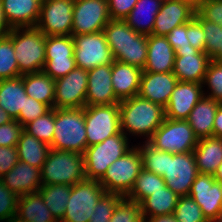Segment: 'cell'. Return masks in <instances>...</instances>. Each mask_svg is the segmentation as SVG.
Returning a JSON list of instances; mask_svg holds the SVG:
<instances>
[{"label": "cell", "instance_id": "obj_1", "mask_svg": "<svg viewBox=\"0 0 222 222\" xmlns=\"http://www.w3.org/2000/svg\"><path fill=\"white\" fill-rule=\"evenodd\" d=\"M103 32L114 60L144 69L147 60V35L135 32L122 19H111Z\"/></svg>", "mask_w": 222, "mask_h": 222}, {"label": "cell", "instance_id": "obj_2", "mask_svg": "<svg viewBox=\"0 0 222 222\" xmlns=\"http://www.w3.org/2000/svg\"><path fill=\"white\" fill-rule=\"evenodd\" d=\"M119 114L121 131L125 135L128 134L126 131L132 135H144L147 142L166 118L164 107L139 95L120 101Z\"/></svg>", "mask_w": 222, "mask_h": 222}, {"label": "cell", "instance_id": "obj_3", "mask_svg": "<svg viewBox=\"0 0 222 222\" xmlns=\"http://www.w3.org/2000/svg\"><path fill=\"white\" fill-rule=\"evenodd\" d=\"M54 128L51 149L84 154L87 148L84 108H55Z\"/></svg>", "mask_w": 222, "mask_h": 222}, {"label": "cell", "instance_id": "obj_4", "mask_svg": "<svg viewBox=\"0 0 222 222\" xmlns=\"http://www.w3.org/2000/svg\"><path fill=\"white\" fill-rule=\"evenodd\" d=\"M85 179L83 154L50 149L41 168L42 185L62 184L73 186Z\"/></svg>", "mask_w": 222, "mask_h": 222}, {"label": "cell", "instance_id": "obj_5", "mask_svg": "<svg viewBox=\"0 0 222 222\" xmlns=\"http://www.w3.org/2000/svg\"><path fill=\"white\" fill-rule=\"evenodd\" d=\"M45 43L46 36L37 27L13 28L15 57L22 75L43 71Z\"/></svg>", "mask_w": 222, "mask_h": 222}, {"label": "cell", "instance_id": "obj_6", "mask_svg": "<svg viewBox=\"0 0 222 222\" xmlns=\"http://www.w3.org/2000/svg\"><path fill=\"white\" fill-rule=\"evenodd\" d=\"M128 142L127 135L120 131L101 143L87 147L83 154L86 179L100 180L108 167L131 149Z\"/></svg>", "mask_w": 222, "mask_h": 222}, {"label": "cell", "instance_id": "obj_7", "mask_svg": "<svg viewBox=\"0 0 222 222\" xmlns=\"http://www.w3.org/2000/svg\"><path fill=\"white\" fill-rule=\"evenodd\" d=\"M142 169L141 153L138 147L132 146L129 151L108 167L104 176L99 180V183L106 193L127 196Z\"/></svg>", "mask_w": 222, "mask_h": 222}, {"label": "cell", "instance_id": "obj_8", "mask_svg": "<svg viewBox=\"0 0 222 222\" xmlns=\"http://www.w3.org/2000/svg\"><path fill=\"white\" fill-rule=\"evenodd\" d=\"M198 141L187 120L165 118L148 142L158 150L175 154L193 152Z\"/></svg>", "mask_w": 222, "mask_h": 222}, {"label": "cell", "instance_id": "obj_9", "mask_svg": "<svg viewBox=\"0 0 222 222\" xmlns=\"http://www.w3.org/2000/svg\"><path fill=\"white\" fill-rule=\"evenodd\" d=\"M84 117L87 147L101 143L121 131L119 103L85 106Z\"/></svg>", "mask_w": 222, "mask_h": 222}, {"label": "cell", "instance_id": "obj_10", "mask_svg": "<svg viewBox=\"0 0 222 222\" xmlns=\"http://www.w3.org/2000/svg\"><path fill=\"white\" fill-rule=\"evenodd\" d=\"M106 193L99 180L85 179L71 186V194L60 222H89L99 199Z\"/></svg>", "mask_w": 222, "mask_h": 222}, {"label": "cell", "instance_id": "obj_11", "mask_svg": "<svg viewBox=\"0 0 222 222\" xmlns=\"http://www.w3.org/2000/svg\"><path fill=\"white\" fill-rule=\"evenodd\" d=\"M72 39L77 67L88 71L100 65L113 63L114 57L103 31L72 35Z\"/></svg>", "mask_w": 222, "mask_h": 222}, {"label": "cell", "instance_id": "obj_12", "mask_svg": "<svg viewBox=\"0 0 222 222\" xmlns=\"http://www.w3.org/2000/svg\"><path fill=\"white\" fill-rule=\"evenodd\" d=\"M199 174L193 152H166V165L163 175L166 186L177 196H188L191 186Z\"/></svg>", "mask_w": 222, "mask_h": 222}, {"label": "cell", "instance_id": "obj_13", "mask_svg": "<svg viewBox=\"0 0 222 222\" xmlns=\"http://www.w3.org/2000/svg\"><path fill=\"white\" fill-rule=\"evenodd\" d=\"M74 0H42L37 27L45 36L72 35Z\"/></svg>", "mask_w": 222, "mask_h": 222}, {"label": "cell", "instance_id": "obj_14", "mask_svg": "<svg viewBox=\"0 0 222 222\" xmlns=\"http://www.w3.org/2000/svg\"><path fill=\"white\" fill-rule=\"evenodd\" d=\"M110 20L108 0H74L72 35L103 31Z\"/></svg>", "mask_w": 222, "mask_h": 222}, {"label": "cell", "instance_id": "obj_15", "mask_svg": "<svg viewBox=\"0 0 222 222\" xmlns=\"http://www.w3.org/2000/svg\"><path fill=\"white\" fill-rule=\"evenodd\" d=\"M76 67L72 35L46 36L43 71L56 80Z\"/></svg>", "mask_w": 222, "mask_h": 222}, {"label": "cell", "instance_id": "obj_16", "mask_svg": "<svg viewBox=\"0 0 222 222\" xmlns=\"http://www.w3.org/2000/svg\"><path fill=\"white\" fill-rule=\"evenodd\" d=\"M88 71L75 67L66 76L55 80L54 108H84L86 106Z\"/></svg>", "mask_w": 222, "mask_h": 222}, {"label": "cell", "instance_id": "obj_17", "mask_svg": "<svg viewBox=\"0 0 222 222\" xmlns=\"http://www.w3.org/2000/svg\"><path fill=\"white\" fill-rule=\"evenodd\" d=\"M188 196L200 206L208 222L222 215V183L213 175L199 173Z\"/></svg>", "mask_w": 222, "mask_h": 222}, {"label": "cell", "instance_id": "obj_18", "mask_svg": "<svg viewBox=\"0 0 222 222\" xmlns=\"http://www.w3.org/2000/svg\"><path fill=\"white\" fill-rule=\"evenodd\" d=\"M203 84L178 81L165 107V116L171 120H187L191 110L204 97Z\"/></svg>", "mask_w": 222, "mask_h": 222}, {"label": "cell", "instance_id": "obj_19", "mask_svg": "<svg viewBox=\"0 0 222 222\" xmlns=\"http://www.w3.org/2000/svg\"><path fill=\"white\" fill-rule=\"evenodd\" d=\"M210 61L206 52H200L192 46L176 49L173 74L178 81L202 84Z\"/></svg>", "mask_w": 222, "mask_h": 222}, {"label": "cell", "instance_id": "obj_20", "mask_svg": "<svg viewBox=\"0 0 222 222\" xmlns=\"http://www.w3.org/2000/svg\"><path fill=\"white\" fill-rule=\"evenodd\" d=\"M196 13V6L186 0H169L162 3L155 18L152 34L166 36L173 28L190 22Z\"/></svg>", "mask_w": 222, "mask_h": 222}, {"label": "cell", "instance_id": "obj_21", "mask_svg": "<svg viewBox=\"0 0 222 222\" xmlns=\"http://www.w3.org/2000/svg\"><path fill=\"white\" fill-rule=\"evenodd\" d=\"M119 102L112 87L111 64L88 70L86 106L110 105Z\"/></svg>", "mask_w": 222, "mask_h": 222}, {"label": "cell", "instance_id": "obj_22", "mask_svg": "<svg viewBox=\"0 0 222 222\" xmlns=\"http://www.w3.org/2000/svg\"><path fill=\"white\" fill-rule=\"evenodd\" d=\"M177 82L173 72L143 71L138 95L165 108Z\"/></svg>", "mask_w": 222, "mask_h": 222}, {"label": "cell", "instance_id": "obj_23", "mask_svg": "<svg viewBox=\"0 0 222 222\" xmlns=\"http://www.w3.org/2000/svg\"><path fill=\"white\" fill-rule=\"evenodd\" d=\"M0 180L11 192L20 197L40 189L42 186L41 169L19 161Z\"/></svg>", "mask_w": 222, "mask_h": 222}, {"label": "cell", "instance_id": "obj_24", "mask_svg": "<svg viewBox=\"0 0 222 222\" xmlns=\"http://www.w3.org/2000/svg\"><path fill=\"white\" fill-rule=\"evenodd\" d=\"M143 70L114 60L111 64V81L116 98L119 101L137 96Z\"/></svg>", "mask_w": 222, "mask_h": 222}, {"label": "cell", "instance_id": "obj_25", "mask_svg": "<svg viewBox=\"0 0 222 222\" xmlns=\"http://www.w3.org/2000/svg\"><path fill=\"white\" fill-rule=\"evenodd\" d=\"M175 50L168 42L166 36H147V60L143 71L147 72H173Z\"/></svg>", "mask_w": 222, "mask_h": 222}, {"label": "cell", "instance_id": "obj_26", "mask_svg": "<svg viewBox=\"0 0 222 222\" xmlns=\"http://www.w3.org/2000/svg\"><path fill=\"white\" fill-rule=\"evenodd\" d=\"M7 23L12 28L35 27L42 0H0Z\"/></svg>", "mask_w": 222, "mask_h": 222}, {"label": "cell", "instance_id": "obj_27", "mask_svg": "<svg viewBox=\"0 0 222 222\" xmlns=\"http://www.w3.org/2000/svg\"><path fill=\"white\" fill-rule=\"evenodd\" d=\"M193 154L198 172L214 175L222 163V138L212 136L199 139Z\"/></svg>", "mask_w": 222, "mask_h": 222}, {"label": "cell", "instance_id": "obj_28", "mask_svg": "<svg viewBox=\"0 0 222 222\" xmlns=\"http://www.w3.org/2000/svg\"><path fill=\"white\" fill-rule=\"evenodd\" d=\"M220 104L204 95L191 110L187 121L198 139L213 136L214 118Z\"/></svg>", "mask_w": 222, "mask_h": 222}, {"label": "cell", "instance_id": "obj_29", "mask_svg": "<svg viewBox=\"0 0 222 222\" xmlns=\"http://www.w3.org/2000/svg\"><path fill=\"white\" fill-rule=\"evenodd\" d=\"M162 3L160 0H138L124 20L135 32L152 35L155 18Z\"/></svg>", "mask_w": 222, "mask_h": 222}, {"label": "cell", "instance_id": "obj_30", "mask_svg": "<svg viewBox=\"0 0 222 222\" xmlns=\"http://www.w3.org/2000/svg\"><path fill=\"white\" fill-rule=\"evenodd\" d=\"M26 96L23 75L0 80V106L13 120H17L20 111H24Z\"/></svg>", "mask_w": 222, "mask_h": 222}, {"label": "cell", "instance_id": "obj_31", "mask_svg": "<svg viewBox=\"0 0 222 222\" xmlns=\"http://www.w3.org/2000/svg\"><path fill=\"white\" fill-rule=\"evenodd\" d=\"M16 217L28 222H58L43 202L39 191L18 198Z\"/></svg>", "mask_w": 222, "mask_h": 222}, {"label": "cell", "instance_id": "obj_32", "mask_svg": "<svg viewBox=\"0 0 222 222\" xmlns=\"http://www.w3.org/2000/svg\"><path fill=\"white\" fill-rule=\"evenodd\" d=\"M23 85L29 97L54 108L55 80L44 71L23 74Z\"/></svg>", "mask_w": 222, "mask_h": 222}, {"label": "cell", "instance_id": "obj_33", "mask_svg": "<svg viewBox=\"0 0 222 222\" xmlns=\"http://www.w3.org/2000/svg\"><path fill=\"white\" fill-rule=\"evenodd\" d=\"M19 161L28 163L38 169L42 168L50 151V146L33 135L22 131L18 143L16 145Z\"/></svg>", "mask_w": 222, "mask_h": 222}, {"label": "cell", "instance_id": "obj_34", "mask_svg": "<svg viewBox=\"0 0 222 222\" xmlns=\"http://www.w3.org/2000/svg\"><path fill=\"white\" fill-rule=\"evenodd\" d=\"M177 196L167 186L153 192L141 203L142 217L149 218L159 215L173 214L177 205Z\"/></svg>", "mask_w": 222, "mask_h": 222}, {"label": "cell", "instance_id": "obj_35", "mask_svg": "<svg viewBox=\"0 0 222 222\" xmlns=\"http://www.w3.org/2000/svg\"><path fill=\"white\" fill-rule=\"evenodd\" d=\"M38 191L51 214L60 222L66 211L71 186L62 184L42 185Z\"/></svg>", "mask_w": 222, "mask_h": 222}, {"label": "cell", "instance_id": "obj_36", "mask_svg": "<svg viewBox=\"0 0 222 222\" xmlns=\"http://www.w3.org/2000/svg\"><path fill=\"white\" fill-rule=\"evenodd\" d=\"M165 187L166 184L162 176L142 169L136 178L133 188L126 197L141 204L153 192Z\"/></svg>", "mask_w": 222, "mask_h": 222}, {"label": "cell", "instance_id": "obj_37", "mask_svg": "<svg viewBox=\"0 0 222 222\" xmlns=\"http://www.w3.org/2000/svg\"><path fill=\"white\" fill-rule=\"evenodd\" d=\"M13 46V28L0 38V80L21 76Z\"/></svg>", "mask_w": 222, "mask_h": 222}, {"label": "cell", "instance_id": "obj_38", "mask_svg": "<svg viewBox=\"0 0 222 222\" xmlns=\"http://www.w3.org/2000/svg\"><path fill=\"white\" fill-rule=\"evenodd\" d=\"M55 108L23 126V130L50 145L54 135Z\"/></svg>", "mask_w": 222, "mask_h": 222}, {"label": "cell", "instance_id": "obj_39", "mask_svg": "<svg viewBox=\"0 0 222 222\" xmlns=\"http://www.w3.org/2000/svg\"><path fill=\"white\" fill-rule=\"evenodd\" d=\"M138 149L142 156L143 169L163 177L166 165V151L156 149L147 141L143 146H139Z\"/></svg>", "mask_w": 222, "mask_h": 222}, {"label": "cell", "instance_id": "obj_40", "mask_svg": "<svg viewBox=\"0 0 222 222\" xmlns=\"http://www.w3.org/2000/svg\"><path fill=\"white\" fill-rule=\"evenodd\" d=\"M173 216L177 222H208L200 206L189 196L178 198Z\"/></svg>", "mask_w": 222, "mask_h": 222}, {"label": "cell", "instance_id": "obj_41", "mask_svg": "<svg viewBox=\"0 0 222 222\" xmlns=\"http://www.w3.org/2000/svg\"><path fill=\"white\" fill-rule=\"evenodd\" d=\"M110 222H144L141 204L124 196L118 202Z\"/></svg>", "mask_w": 222, "mask_h": 222}, {"label": "cell", "instance_id": "obj_42", "mask_svg": "<svg viewBox=\"0 0 222 222\" xmlns=\"http://www.w3.org/2000/svg\"><path fill=\"white\" fill-rule=\"evenodd\" d=\"M201 25L205 34V52L212 58L222 49V26L202 19L197 13L194 17Z\"/></svg>", "mask_w": 222, "mask_h": 222}, {"label": "cell", "instance_id": "obj_43", "mask_svg": "<svg viewBox=\"0 0 222 222\" xmlns=\"http://www.w3.org/2000/svg\"><path fill=\"white\" fill-rule=\"evenodd\" d=\"M202 84L208 85L211 90L207 97L222 104V62L211 59Z\"/></svg>", "mask_w": 222, "mask_h": 222}, {"label": "cell", "instance_id": "obj_44", "mask_svg": "<svg viewBox=\"0 0 222 222\" xmlns=\"http://www.w3.org/2000/svg\"><path fill=\"white\" fill-rule=\"evenodd\" d=\"M120 194L105 193L94 207L89 222H110L118 202L123 198Z\"/></svg>", "mask_w": 222, "mask_h": 222}, {"label": "cell", "instance_id": "obj_45", "mask_svg": "<svg viewBox=\"0 0 222 222\" xmlns=\"http://www.w3.org/2000/svg\"><path fill=\"white\" fill-rule=\"evenodd\" d=\"M50 110L51 108L48 105L27 95L25 97L24 111H20L17 122L24 126L38 117L45 115Z\"/></svg>", "mask_w": 222, "mask_h": 222}, {"label": "cell", "instance_id": "obj_46", "mask_svg": "<svg viewBox=\"0 0 222 222\" xmlns=\"http://www.w3.org/2000/svg\"><path fill=\"white\" fill-rule=\"evenodd\" d=\"M18 196L0 180V221H9L16 216Z\"/></svg>", "mask_w": 222, "mask_h": 222}, {"label": "cell", "instance_id": "obj_47", "mask_svg": "<svg viewBox=\"0 0 222 222\" xmlns=\"http://www.w3.org/2000/svg\"><path fill=\"white\" fill-rule=\"evenodd\" d=\"M196 13L207 21L222 26V0H210L196 6Z\"/></svg>", "mask_w": 222, "mask_h": 222}, {"label": "cell", "instance_id": "obj_48", "mask_svg": "<svg viewBox=\"0 0 222 222\" xmlns=\"http://www.w3.org/2000/svg\"><path fill=\"white\" fill-rule=\"evenodd\" d=\"M23 126L13 120L0 126V146L15 147L18 143Z\"/></svg>", "mask_w": 222, "mask_h": 222}, {"label": "cell", "instance_id": "obj_49", "mask_svg": "<svg viewBox=\"0 0 222 222\" xmlns=\"http://www.w3.org/2000/svg\"><path fill=\"white\" fill-rule=\"evenodd\" d=\"M186 34L193 48L198 49L200 52H205V34L202 25L195 18L186 23Z\"/></svg>", "mask_w": 222, "mask_h": 222}, {"label": "cell", "instance_id": "obj_50", "mask_svg": "<svg viewBox=\"0 0 222 222\" xmlns=\"http://www.w3.org/2000/svg\"><path fill=\"white\" fill-rule=\"evenodd\" d=\"M18 162L19 156L16 146H0V178L6 175Z\"/></svg>", "mask_w": 222, "mask_h": 222}, {"label": "cell", "instance_id": "obj_51", "mask_svg": "<svg viewBox=\"0 0 222 222\" xmlns=\"http://www.w3.org/2000/svg\"><path fill=\"white\" fill-rule=\"evenodd\" d=\"M138 0H108L111 19L124 20L134 8Z\"/></svg>", "mask_w": 222, "mask_h": 222}, {"label": "cell", "instance_id": "obj_52", "mask_svg": "<svg viewBox=\"0 0 222 222\" xmlns=\"http://www.w3.org/2000/svg\"><path fill=\"white\" fill-rule=\"evenodd\" d=\"M166 38L174 50L186 49L191 46L186 34V23L173 28Z\"/></svg>", "mask_w": 222, "mask_h": 222}, {"label": "cell", "instance_id": "obj_53", "mask_svg": "<svg viewBox=\"0 0 222 222\" xmlns=\"http://www.w3.org/2000/svg\"><path fill=\"white\" fill-rule=\"evenodd\" d=\"M213 136L222 138V104L218 106L213 124Z\"/></svg>", "mask_w": 222, "mask_h": 222}, {"label": "cell", "instance_id": "obj_54", "mask_svg": "<svg viewBox=\"0 0 222 222\" xmlns=\"http://www.w3.org/2000/svg\"><path fill=\"white\" fill-rule=\"evenodd\" d=\"M11 32V27L7 23L0 1V38L7 36Z\"/></svg>", "mask_w": 222, "mask_h": 222}, {"label": "cell", "instance_id": "obj_55", "mask_svg": "<svg viewBox=\"0 0 222 222\" xmlns=\"http://www.w3.org/2000/svg\"><path fill=\"white\" fill-rule=\"evenodd\" d=\"M144 222H177L173 214L143 218Z\"/></svg>", "mask_w": 222, "mask_h": 222}, {"label": "cell", "instance_id": "obj_56", "mask_svg": "<svg viewBox=\"0 0 222 222\" xmlns=\"http://www.w3.org/2000/svg\"><path fill=\"white\" fill-rule=\"evenodd\" d=\"M11 121H13L11 116L0 106V126Z\"/></svg>", "mask_w": 222, "mask_h": 222}, {"label": "cell", "instance_id": "obj_57", "mask_svg": "<svg viewBox=\"0 0 222 222\" xmlns=\"http://www.w3.org/2000/svg\"><path fill=\"white\" fill-rule=\"evenodd\" d=\"M213 177L216 179V181H219V182L222 183V163L217 168V170L214 173Z\"/></svg>", "mask_w": 222, "mask_h": 222}, {"label": "cell", "instance_id": "obj_58", "mask_svg": "<svg viewBox=\"0 0 222 222\" xmlns=\"http://www.w3.org/2000/svg\"><path fill=\"white\" fill-rule=\"evenodd\" d=\"M211 59L222 62V49H220Z\"/></svg>", "mask_w": 222, "mask_h": 222}, {"label": "cell", "instance_id": "obj_59", "mask_svg": "<svg viewBox=\"0 0 222 222\" xmlns=\"http://www.w3.org/2000/svg\"><path fill=\"white\" fill-rule=\"evenodd\" d=\"M7 222H28V221H25V220H22V219H19L17 218L16 216L11 218L9 221Z\"/></svg>", "mask_w": 222, "mask_h": 222}, {"label": "cell", "instance_id": "obj_60", "mask_svg": "<svg viewBox=\"0 0 222 222\" xmlns=\"http://www.w3.org/2000/svg\"><path fill=\"white\" fill-rule=\"evenodd\" d=\"M209 222H222V215L218 216L216 219H213Z\"/></svg>", "mask_w": 222, "mask_h": 222}, {"label": "cell", "instance_id": "obj_61", "mask_svg": "<svg viewBox=\"0 0 222 222\" xmlns=\"http://www.w3.org/2000/svg\"><path fill=\"white\" fill-rule=\"evenodd\" d=\"M191 2L194 6H197L199 4V0H186Z\"/></svg>", "mask_w": 222, "mask_h": 222}, {"label": "cell", "instance_id": "obj_62", "mask_svg": "<svg viewBox=\"0 0 222 222\" xmlns=\"http://www.w3.org/2000/svg\"><path fill=\"white\" fill-rule=\"evenodd\" d=\"M206 1H210V0H199V4H200V3H204V2H206Z\"/></svg>", "mask_w": 222, "mask_h": 222}]
</instances>
